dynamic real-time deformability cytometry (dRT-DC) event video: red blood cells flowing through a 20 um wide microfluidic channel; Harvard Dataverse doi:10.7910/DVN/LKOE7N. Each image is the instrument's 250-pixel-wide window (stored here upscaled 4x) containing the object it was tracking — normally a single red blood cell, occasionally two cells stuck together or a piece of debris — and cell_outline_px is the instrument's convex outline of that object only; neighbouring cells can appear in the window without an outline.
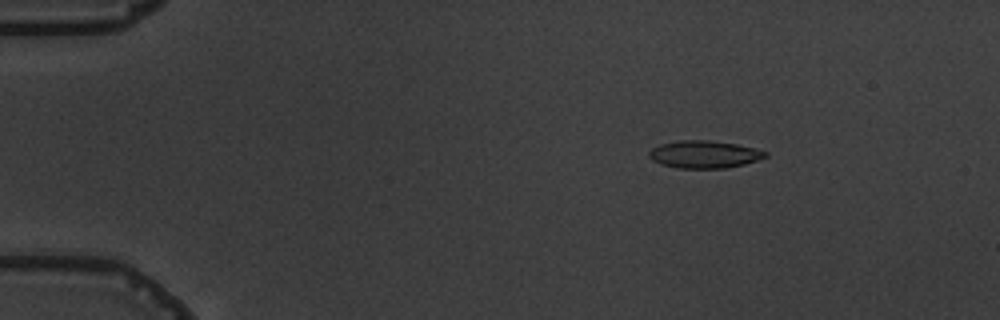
{"species": "common noctule bat (a hibernating species)", "species_latin": "Nyctalus noctula", "temperature_condition": "warm", "stored_images_in_passage": 5, "camera_frame_rate_fps": 3000, "um_per_image_px": 0.085, "animal": {"sex": "male", "body_mass_g": 19.5, "forearm_length_mm": 54.6}, "frame": {"image": 1, "passage_image": 3, "time_ms": 2.333, "image_size_px": [1000, 320], "cell_outline_px": [[768, 156], [744, 164], [724, 168], [676, 168], [660, 164], [652, 160], [648, 156], [648, 152], [652, 148], [660, 144], [680, 140], [708, 140], [736, 144], [756, 148], [768, 152]], "centroid_in_image_um": [59.84, 13.12], "position_along_channel_um": 25.2, "area_um2": 18.67}}